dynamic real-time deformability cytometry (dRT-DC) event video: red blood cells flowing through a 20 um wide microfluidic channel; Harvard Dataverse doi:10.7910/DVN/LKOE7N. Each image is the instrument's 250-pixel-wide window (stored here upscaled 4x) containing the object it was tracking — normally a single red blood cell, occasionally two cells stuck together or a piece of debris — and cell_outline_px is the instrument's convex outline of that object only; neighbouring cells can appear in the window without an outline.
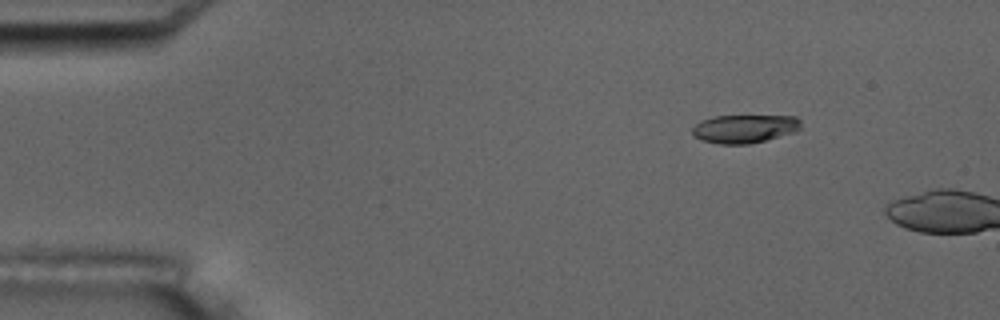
{"species": "common noctule bat (a hibernating species)", "species_latin": "Nyctalus noctula", "temperature_condition": "room temperature", "stored_images_in_passage": 4, "camera_frame_rate_fps": 3000, "um_per_image_px": 0.085, "animal": {"sex": "male", "body_mass_g": 17.5, "forearm_length_mm": 52.3}, "frame": {"image": 1, "passage_image": 3, "time_ms": 2.333, "image_size_px": [1000, 320], "cell_outline_px": [[800, 128], [796, 132], [748, 144], [720, 144], [700, 140], [692, 136], [692, 128], [700, 120], [712, 116], [796, 116], [800, 120]], "centroid_in_image_um": [63.24, 10.94], "position_along_channel_um": 21.8, "area_um2": 18.03}}